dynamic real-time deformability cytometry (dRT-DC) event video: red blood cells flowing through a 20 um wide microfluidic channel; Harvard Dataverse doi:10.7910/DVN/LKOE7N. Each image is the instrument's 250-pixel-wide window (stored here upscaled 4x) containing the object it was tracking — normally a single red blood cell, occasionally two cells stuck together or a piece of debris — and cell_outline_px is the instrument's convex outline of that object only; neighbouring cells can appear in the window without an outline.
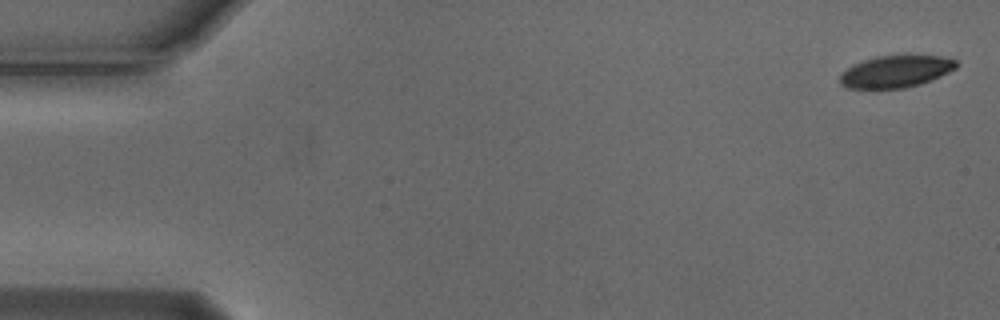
{"species": "Egyptian fruit bat (a non-hibernating species)", "species_latin": "Rousettus aegyptiacus", "temperature_condition": "cold", "stored_images_in_passage": 4, "camera_frame_rate_fps": 3000, "um_per_image_px": 0.085, "animal": {"sex": "male"}, "frame": {"image": 1, "passage_image": 1, "time_ms": 0.0, "image_size_px": [1000, 320], "cell_outline_px": [[956, 68], [932, 80], [920, 84], [904, 88], [848, 88], [840, 84], [840, 76], [852, 64], [876, 56], [908, 52], [940, 56], [956, 60]], "centroid_in_image_um": [76.18, 6.02], "position_along_channel_um": 8.8, "area_um2": 22.31}}
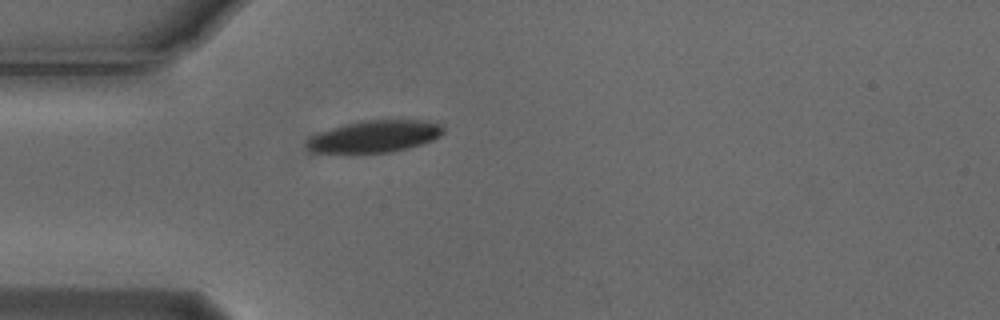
{"frame": {"image": 2, "passage_image": 4, "time_ms": 1.0, "image_size_px": [1000, 320], "cell_outline_px": [[444, 132], [440, 136], [432, 140], [408, 148], [392, 152], [352, 156], [312, 152], [304, 144], [308, 136], [316, 132], [344, 124], [360, 120], [436, 120], [444, 128]], "centroid_in_image_um": [31.75, 11.63], "position_along_channel_um": 53.3, "area_um2": 26.88}}